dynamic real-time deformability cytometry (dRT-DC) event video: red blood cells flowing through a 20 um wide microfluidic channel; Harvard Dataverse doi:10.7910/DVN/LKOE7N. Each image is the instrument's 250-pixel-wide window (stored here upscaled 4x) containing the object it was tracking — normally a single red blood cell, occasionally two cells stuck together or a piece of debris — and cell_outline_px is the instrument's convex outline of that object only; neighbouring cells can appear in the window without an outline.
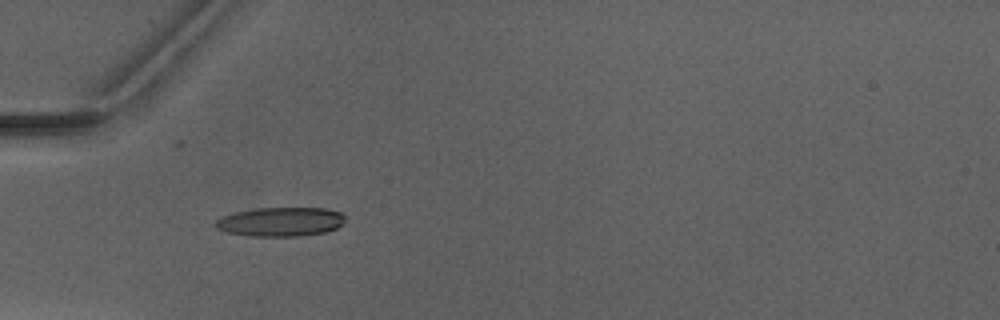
{"species": "Egyptian fruit bat (a non-hibernating species)", "species_latin": "Rousettus aegyptiacus", "temperature_condition": "warm", "stored_images_in_passage": 7, "camera_frame_rate_fps": 3000, "um_per_image_px": 0.085, "animal": {"sex": "male"}, "frame": {"image": 1, "passage_image": 5, "time_ms": 5.667, "image_size_px": [1000, 320], "cell_outline_px": [[344, 224], [336, 228], [324, 232], [300, 236], [248, 236], [228, 232], [216, 228], [216, 220], [224, 216], [236, 212], [256, 208], [324, 208], [340, 212], [344, 216]], "centroid_in_image_um": [23.87, 18.85], "position_along_channel_um": 61.1, "area_um2": 21.85}}
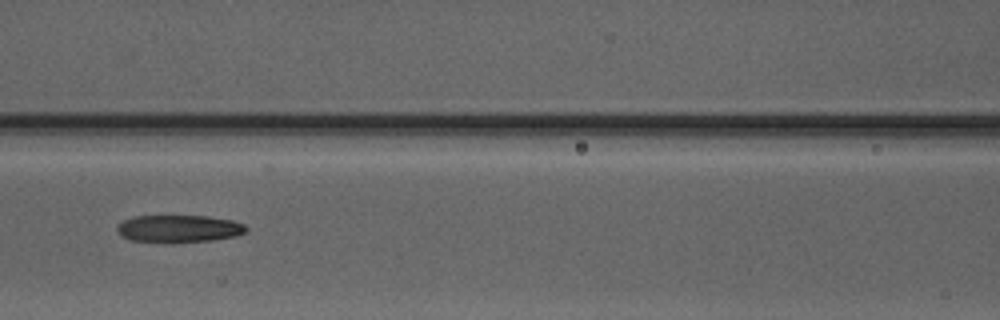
{"frame": {"image": 2, "passage_image": 7, "time_ms": 8.0, "image_size_px": [1000, 320], "cell_outline_px": [[248, 228], [244, 232], [236, 236], [212, 240], [172, 244], [128, 240], [120, 236], [116, 228], [124, 220], [136, 216], [208, 216], [232, 220], [244, 224]], "centroid_in_image_um": [15.18, 19.46], "position_along_channel_um": 151.4, "area_um2": 20.98}}